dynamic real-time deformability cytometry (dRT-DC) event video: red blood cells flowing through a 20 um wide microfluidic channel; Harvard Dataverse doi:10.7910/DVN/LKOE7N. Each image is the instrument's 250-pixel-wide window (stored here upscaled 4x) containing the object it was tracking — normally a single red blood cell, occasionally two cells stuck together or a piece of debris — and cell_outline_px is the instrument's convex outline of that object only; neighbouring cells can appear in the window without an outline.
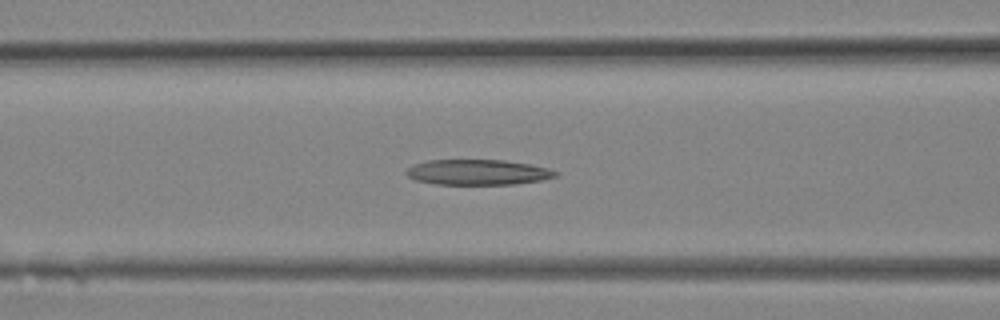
{"species": "Egyptian fruit bat (a non-hibernating species)", "species_latin": "Rousettus aegyptiacus", "temperature_condition": "room temperature", "stored_images_in_passage": 13, "camera_frame_rate_fps": 3000, "um_per_image_px": 0.085, "animal": {"sex": "female"}, "frame": {"image": 1, "passage_image": 11, "time_ms": 3.333, "image_size_px": [1000, 320], "cell_outline_px": [[560, 172], [556, 176], [540, 180], [512, 184], [436, 184], [416, 180], [408, 176], [404, 172], [412, 164], [428, 160], [504, 160], [532, 164], [548, 168]], "centroid_in_image_um": [40.6, 14.63], "position_along_channel_um": 126.0, "area_um2": 22.08}}
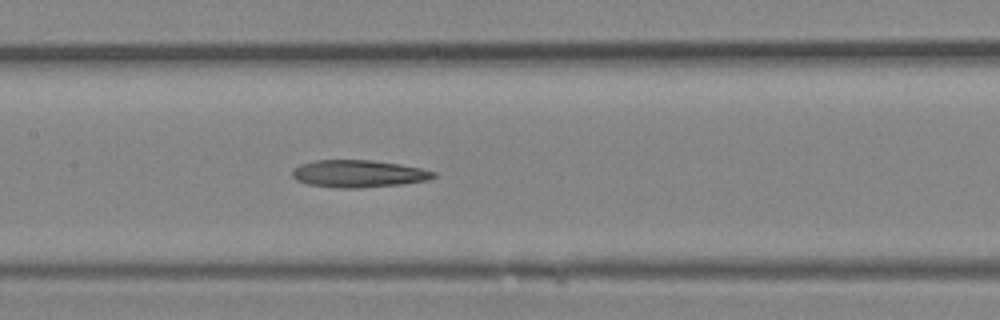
{"frame": {"image": 2, "passage_image": 13, "time_ms": 4.0, "image_size_px": [1000, 320], "cell_outline_px": [[436, 176], [428, 180], [404, 184], [364, 188], [340, 188], [308, 184], [296, 180], [292, 176], [292, 168], [300, 164], [316, 160], [372, 160], [400, 164], [420, 168], [436, 172]], "centroid_in_image_um": [30.47, 14.77], "position_along_channel_um": 176.9, "area_um2": 22.66}}